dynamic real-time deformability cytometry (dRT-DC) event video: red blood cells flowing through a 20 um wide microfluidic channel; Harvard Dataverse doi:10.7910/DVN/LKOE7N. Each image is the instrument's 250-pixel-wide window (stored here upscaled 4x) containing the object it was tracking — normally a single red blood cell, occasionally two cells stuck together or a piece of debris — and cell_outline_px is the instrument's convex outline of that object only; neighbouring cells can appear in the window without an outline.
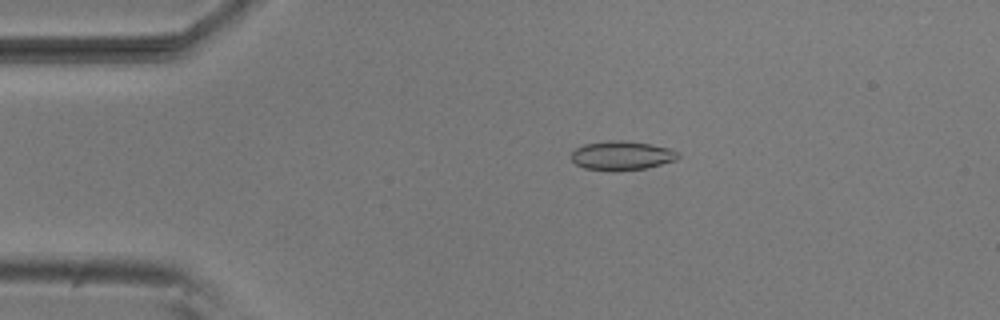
{"species": "common noctule bat (a hibernating species)", "species_latin": "Nyctalus noctula", "temperature_condition": "room temperature", "stored_images_in_passage": 52, "camera_frame_rate_fps": 3000, "um_per_image_px": 0.085, "animal": {"sex": "male", "body_mass_g": 20.5, "forearm_length_mm": 52.5}, "frame": {"image": 1, "passage_image": 10, "time_ms": 3.0, "image_size_px": [1000, 320], "cell_outline_px": [[680, 156], [676, 160], [644, 168], [616, 172], [612, 172], [584, 168], [576, 164], [572, 160], [572, 152], [576, 148], [584, 144], [608, 140], [620, 140], [652, 144], [668, 148], [680, 152]], "centroid_in_image_um": [52.85, 13.23], "position_along_channel_um": 32.2, "area_um2": 18.26}}
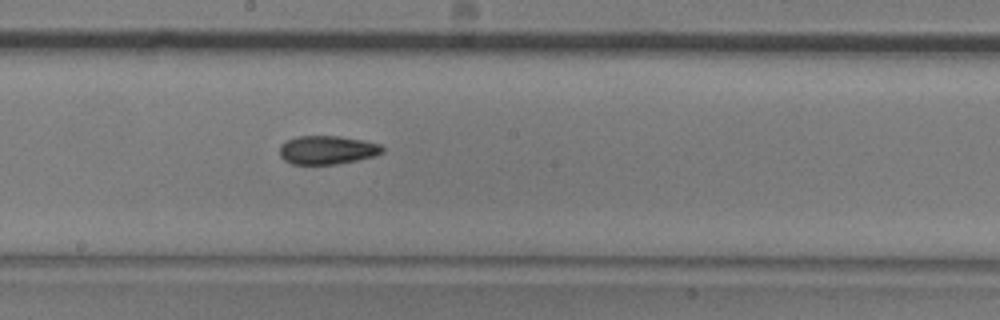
{"frame": {"image": 2, "passage_image": 28, "time_ms": 9.0, "image_size_px": [1000, 320], "cell_outline_px": [[384, 152], [376, 156], [336, 164], [292, 164], [284, 160], [280, 156], [280, 144], [284, 140], [296, 136], [340, 136], [364, 140], [380, 144], [384, 148]], "centroid_in_image_um": [27.81, 12.74], "position_along_channel_um": 220.4, "area_um2": 17.34}}
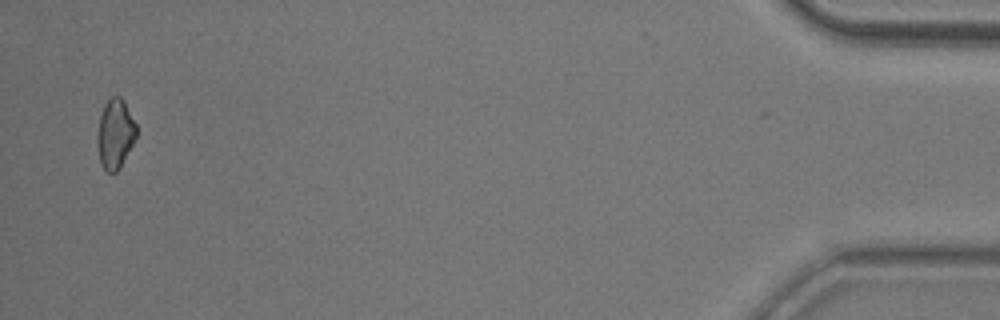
{"frame": {"image": 3, "passage_image": 51, "time_ms": 16.667, "image_size_px": [1000, 320], "cell_outline_px": [[136, 136], [120, 168], [116, 172], [108, 172], [100, 164], [96, 144], [96, 136], [100, 116], [104, 104], [112, 96], [120, 96], [124, 100], [136, 124]], "centroid_in_image_um": [9.76, 11.37], "position_along_channel_um": 425.4, "area_um2": 15.9}, "authors_computed_cell_mechanics": {"area_um2": 17.2244, "velocity_mm_per_s": 3.8182, "shape_relaxation_time_tau1_ms": null, "shape_relaxation_time_tau2_ms": 9.8536, "deformation_change_tau1": null, "deformation_change_tau2": 0.1467}}